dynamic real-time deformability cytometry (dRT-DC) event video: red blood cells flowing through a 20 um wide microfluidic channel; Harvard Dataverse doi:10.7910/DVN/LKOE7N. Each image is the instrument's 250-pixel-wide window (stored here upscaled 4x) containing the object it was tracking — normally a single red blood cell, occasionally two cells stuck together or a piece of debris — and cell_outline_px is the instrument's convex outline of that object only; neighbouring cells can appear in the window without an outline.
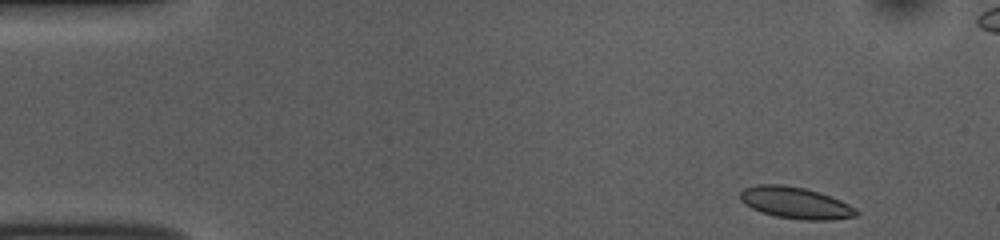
{"species": "common noctule bat (a hibernating species)", "species_latin": "Nyctalus noctula", "temperature_condition": "room temperature", "stored_images_in_passage": 49, "camera_frame_rate_fps": 3000, "um_per_image_px": 0.085, "animal": {"sex": "female", "body_mass_g": 10.0, "forearm_length_mm": 53.1}, "frame": {"image": 1, "passage_image": 1, "time_ms": 0.0, "image_size_px": [1000, 240], "cell_outline_px": [[860, 212], [856, 216], [832, 220], [804, 220], [776, 216], [752, 208], [744, 204], [740, 200], [740, 192], [744, 188], [756, 184], [784, 184], [804, 188], [820, 192], [840, 200], [856, 208]], "centroid_in_image_um": [67.63, 17.23], "position_along_channel_um": 17.4, "area_um2": 21.44}}
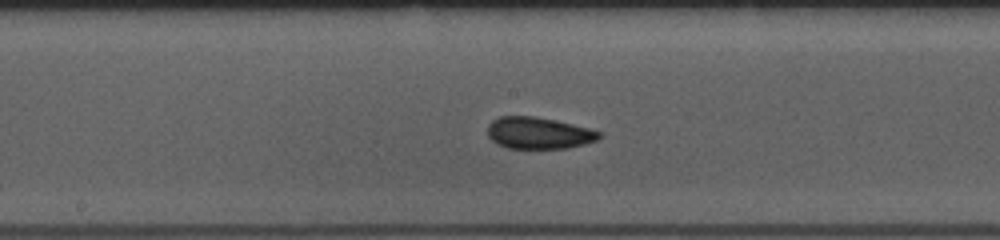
{"frame": {"image": 2, "passage_image": 23, "time_ms": 7.333, "image_size_px": [1000, 240], "cell_outline_px": [[600, 136], [596, 140], [584, 144], [568, 148], [508, 148], [496, 144], [488, 136], [488, 124], [492, 120], [500, 116], [536, 116], [572, 124], [588, 128], [600, 132]], "centroid_in_image_um": [45.74, 11.3], "position_along_channel_um": 202.5, "area_um2": 20.52}}
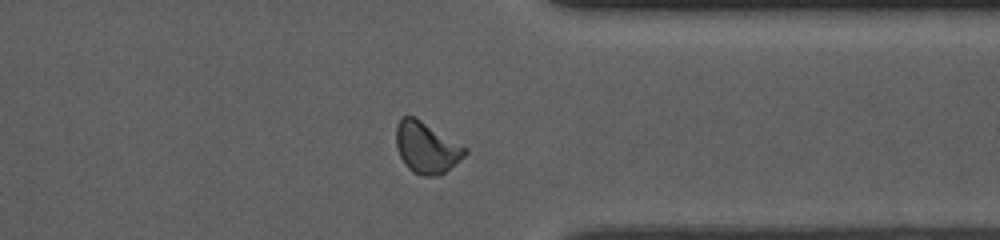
{"frame": {"image": 3, "passage_image": 37, "time_ms": 12.0, "image_size_px": [1000, 240], "cell_outline_px": [[468, 152], [460, 160], [440, 176], [424, 176], [412, 172], [408, 168], [400, 156], [396, 144], [396, 124], [400, 116], [412, 116], [420, 120], [468, 148]], "centroid_in_image_um": [36.25, 12.55], "position_along_channel_um": 375.2, "area_um2": 20.52}, "authors_computed_cell_mechanics": {"area_um2": 20.519, "velocity_mm_per_s": 3.7934, "shape_relaxation_time_tau1_ms": 7.5665, "shape_relaxation_time_tau2_ms": 1.5582, "deformation_change_tau1": 0.1142, "deformation_change_tau2": 0.0741}}